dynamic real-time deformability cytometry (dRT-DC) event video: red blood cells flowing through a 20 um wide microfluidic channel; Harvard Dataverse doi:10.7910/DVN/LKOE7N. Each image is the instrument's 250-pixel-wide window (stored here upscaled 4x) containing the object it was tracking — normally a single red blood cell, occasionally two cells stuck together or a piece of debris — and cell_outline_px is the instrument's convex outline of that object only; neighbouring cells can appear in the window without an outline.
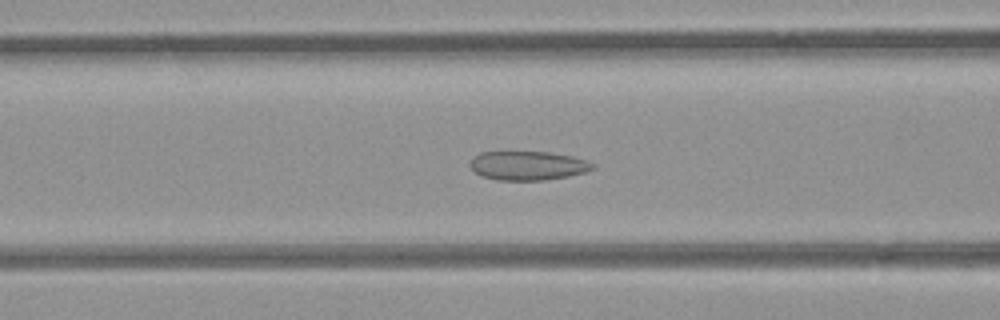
{"species": "common noctule bat (a hibernating species)", "species_latin": "Nyctalus noctula", "temperature_condition": "room temperature", "stored_images_in_passage": 47, "camera_frame_rate_fps": 3000, "um_per_image_px": 0.085, "animal": {"sex": "female", "body_mass_g": 21.9}, "frame": {"image": 1, "passage_image": 15, "time_ms": 4.667, "image_size_px": [1000, 320], "cell_outline_px": [[596, 168], [584, 172], [568, 176], [544, 180], [496, 180], [484, 176], [476, 172], [468, 164], [480, 152], [548, 152], [572, 156], [588, 160], [596, 164]], "centroid_in_image_um": [44.92, 14.07], "position_along_channel_um": 121.7, "area_um2": 20.63}}
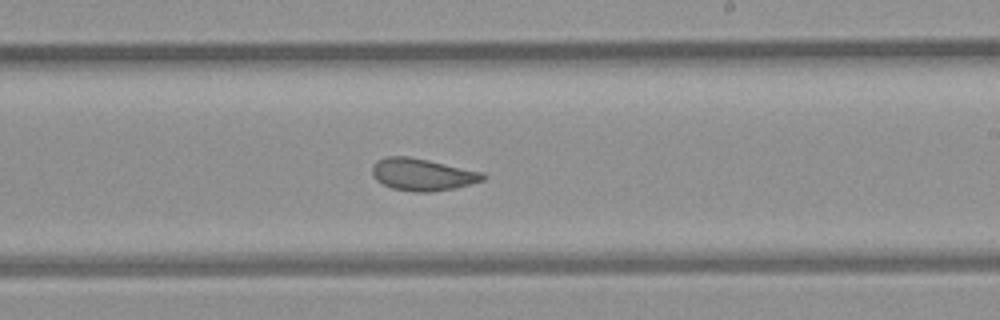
{"frame": {"image": 2, "passage_image": 25, "time_ms": 8.0, "image_size_px": [1000, 320], "cell_outline_px": [[488, 176], [484, 180], [456, 188], [432, 192], [416, 192], [392, 188], [376, 180], [372, 176], [372, 168], [376, 160], [384, 156], [408, 156], [428, 160], [484, 172]], "centroid_in_image_um": [35.92, 14.83], "position_along_channel_um": 253.1, "area_um2": 20.92}}
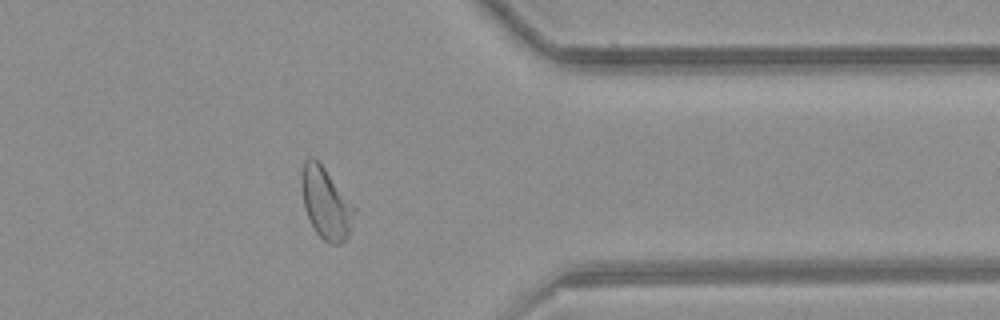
{"frame": {"image": 3, "passage_image": 36, "time_ms": 11.667, "image_size_px": [1000, 320], "cell_outline_px": [[356, 212], [348, 236], [340, 244], [328, 244], [316, 232], [304, 208], [300, 184], [300, 172], [304, 160], [308, 156], [312, 156], [324, 168], [356, 208]], "centroid_in_image_um": [27.67, 17.26], "position_along_channel_um": 383.7, "area_um2": 21.96}, "authors_computed_cell_mechanics": {"area_um2": 22.253, "velocity_mm_per_s": 3.9422, "shape_relaxation_time_tau1_ms": null, "shape_relaxation_time_tau2_ms": 1.2757, "deformation_change_tau1": null, "deformation_change_tau2": 0.0711}}